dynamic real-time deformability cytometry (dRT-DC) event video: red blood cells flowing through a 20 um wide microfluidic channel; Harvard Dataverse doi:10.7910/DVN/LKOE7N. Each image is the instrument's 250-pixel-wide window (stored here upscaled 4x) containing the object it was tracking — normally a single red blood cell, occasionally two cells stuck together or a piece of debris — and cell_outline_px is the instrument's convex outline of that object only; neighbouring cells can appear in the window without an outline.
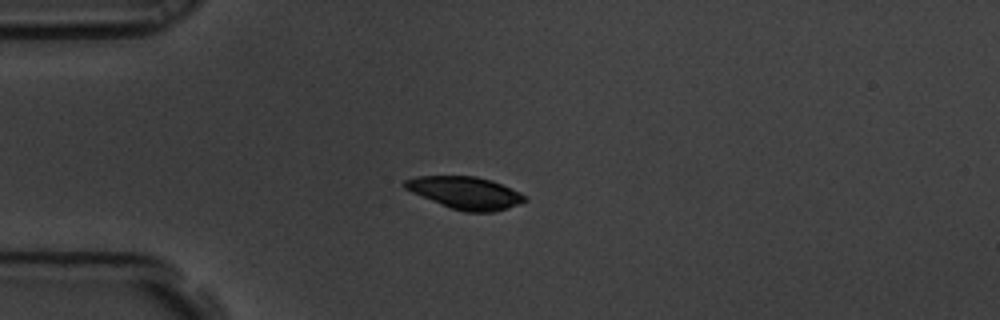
{"species": "common noctule bat (a hibernating species)", "species_latin": "Nyctalus noctula", "temperature_condition": "room temperature", "stored_images_in_passage": 7, "camera_frame_rate_fps": 3000, "um_per_image_px": 0.085, "animal": {"sex": "male", "body_mass_g": 19.5, "forearm_length_mm": 54.6}, "frame": {"image": 1, "passage_image": 4, "time_ms": 1.0, "image_size_px": [1000, 320], "cell_outline_px": [[528, 200], [508, 208], [492, 212], [464, 212], [452, 208], [412, 192], [404, 188], [400, 184], [404, 180], [416, 176], [476, 176], [492, 180], [520, 192]], "centroid_in_image_um": [39.54, 16.38], "position_along_channel_um": 45.5, "area_um2": 22.48}}
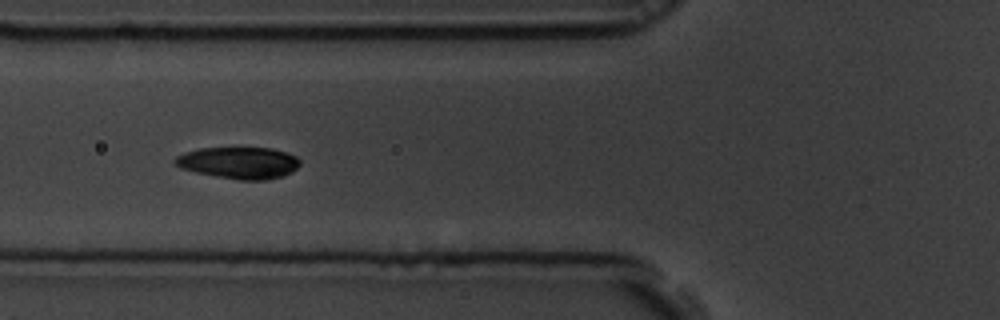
{"frame": {"image": 2, "passage_image": 6, "time_ms": 1.667, "image_size_px": [1000, 320], "cell_outline_px": [[300, 164], [292, 172], [284, 176], [268, 180], [240, 180], [216, 176], [196, 172], [180, 168], [172, 160], [176, 156], [184, 152], [200, 148], [272, 148], [296, 156], [300, 160]], "centroid_in_image_um": [20.31, 13.84], "position_along_channel_um": 105.5, "area_um2": 23.18}}
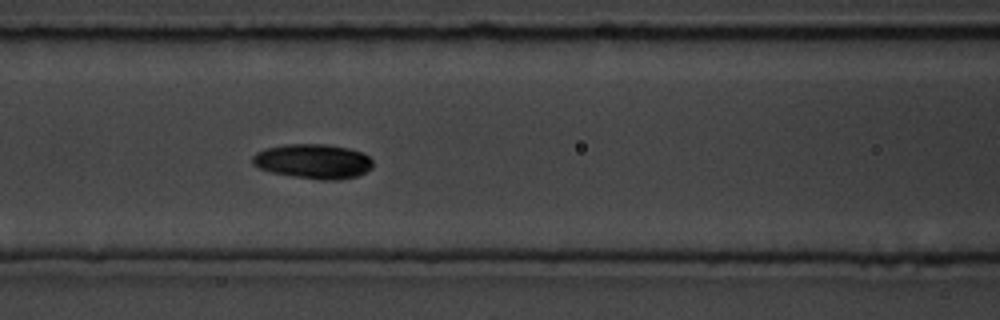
{"frame": {"image": 3, "passage_image": 7, "time_ms": 2.0, "image_size_px": [1000, 320], "cell_outline_px": [[372, 168], [356, 176], [340, 180], [320, 180], [292, 176], [272, 172], [260, 168], [252, 164], [252, 156], [256, 152], [268, 148], [284, 144], [324, 144], [348, 148], [360, 152], [368, 156], [372, 160]], "centroid_in_image_um": [26.61, 13.72], "position_along_channel_um": 140.0, "area_um2": 24.22}}